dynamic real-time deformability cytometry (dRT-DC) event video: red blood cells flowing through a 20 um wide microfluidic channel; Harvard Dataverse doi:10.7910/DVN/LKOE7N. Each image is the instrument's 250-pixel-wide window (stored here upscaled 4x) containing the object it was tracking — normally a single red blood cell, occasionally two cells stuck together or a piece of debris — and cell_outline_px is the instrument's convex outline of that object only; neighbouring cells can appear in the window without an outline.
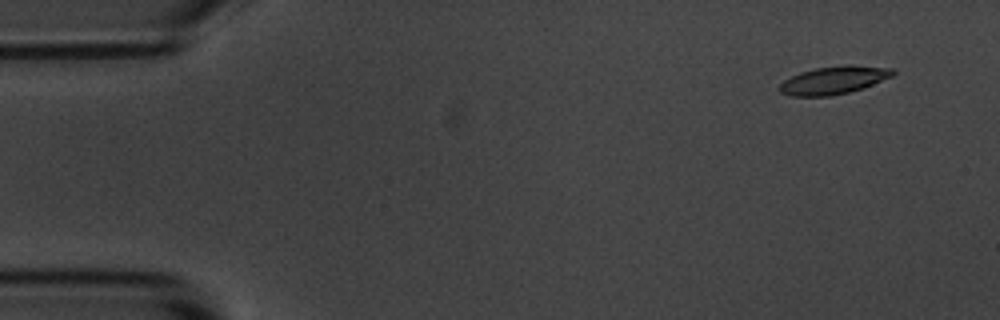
{"species": "common noctule bat (a hibernating species)", "species_latin": "Nyctalus noctula", "temperature_condition": "room temperature", "stored_images_in_passage": 2, "camera_frame_rate_fps": 3000, "um_per_image_px": 0.085, "animal": {"sex": "male", "body_mass_g": 20.1, "forearm_length_mm": 53.5}, "frame": {"image": 1, "passage_image": 1, "time_ms": 0.0, "image_size_px": [1000, 320], "cell_outline_px": [[896, 72], [892, 76], [872, 84], [848, 92], [832, 96], [792, 96], [780, 92], [776, 88], [784, 80], [800, 72], [816, 68], [848, 64], [892, 68]], "centroid_in_image_um": [70.84, 6.81], "position_along_channel_um": 14.2, "area_um2": 18.32}}